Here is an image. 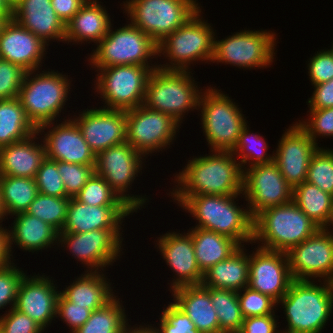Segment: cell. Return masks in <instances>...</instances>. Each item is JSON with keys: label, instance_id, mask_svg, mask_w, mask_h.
<instances>
[{"label": "cell", "instance_id": "obj_1", "mask_svg": "<svg viewBox=\"0 0 333 333\" xmlns=\"http://www.w3.org/2000/svg\"><path fill=\"white\" fill-rule=\"evenodd\" d=\"M213 153L189 160L185 169L177 174L176 181L180 185L171 194L179 205L189 196L242 194L244 169L240 163L231 152Z\"/></svg>", "mask_w": 333, "mask_h": 333}, {"label": "cell", "instance_id": "obj_2", "mask_svg": "<svg viewBox=\"0 0 333 333\" xmlns=\"http://www.w3.org/2000/svg\"><path fill=\"white\" fill-rule=\"evenodd\" d=\"M319 229L320 227L291 201L265 209L254 218L253 243L259 240L262 242L261 248L287 253Z\"/></svg>", "mask_w": 333, "mask_h": 333}, {"label": "cell", "instance_id": "obj_3", "mask_svg": "<svg viewBox=\"0 0 333 333\" xmlns=\"http://www.w3.org/2000/svg\"><path fill=\"white\" fill-rule=\"evenodd\" d=\"M238 195L189 196L180 206L198 220L196 227L214 231L237 241L253 242V218L249 209L235 204Z\"/></svg>", "mask_w": 333, "mask_h": 333}, {"label": "cell", "instance_id": "obj_4", "mask_svg": "<svg viewBox=\"0 0 333 333\" xmlns=\"http://www.w3.org/2000/svg\"><path fill=\"white\" fill-rule=\"evenodd\" d=\"M310 280H293L287 293L277 302L284 306L288 328L281 333H321L333 309L326 282L320 286Z\"/></svg>", "mask_w": 333, "mask_h": 333}, {"label": "cell", "instance_id": "obj_5", "mask_svg": "<svg viewBox=\"0 0 333 333\" xmlns=\"http://www.w3.org/2000/svg\"><path fill=\"white\" fill-rule=\"evenodd\" d=\"M34 72H26L18 99L27 118L40 133L54 124L53 121L68 100V90L71 88L68 77L58 71H45L31 78Z\"/></svg>", "mask_w": 333, "mask_h": 333}, {"label": "cell", "instance_id": "obj_6", "mask_svg": "<svg viewBox=\"0 0 333 333\" xmlns=\"http://www.w3.org/2000/svg\"><path fill=\"white\" fill-rule=\"evenodd\" d=\"M188 71L165 70L159 67L152 70L147 79L143 105L169 114L181 123L185 112L192 108L198 109L202 94L194 85Z\"/></svg>", "mask_w": 333, "mask_h": 333}, {"label": "cell", "instance_id": "obj_7", "mask_svg": "<svg viewBox=\"0 0 333 333\" xmlns=\"http://www.w3.org/2000/svg\"><path fill=\"white\" fill-rule=\"evenodd\" d=\"M199 13L201 9L158 43V54H166L171 61V65H158L159 68L188 70L192 61H212L215 34L212 27L200 19Z\"/></svg>", "mask_w": 333, "mask_h": 333}, {"label": "cell", "instance_id": "obj_8", "mask_svg": "<svg viewBox=\"0 0 333 333\" xmlns=\"http://www.w3.org/2000/svg\"><path fill=\"white\" fill-rule=\"evenodd\" d=\"M219 91L209 87L202 92V127L211 151L232 152L247 123L232 99Z\"/></svg>", "mask_w": 333, "mask_h": 333}, {"label": "cell", "instance_id": "obj_9", "mask_svg": "<svg viewBox=\"0 0 333 333\" xmlns=\"http://www.w3.org/2000/svg\"><path fill=\"white\" fill-rule=\"evenodd\" d=\"M124 8L131 24L157 44L200 9L196 0H129Z\"/></svg>", "mask_w": 333, "mask_h": 333}, {"label": "cell", "instance_id": "obj_10", "mask_svg": "<svg viewBox=\"0 0 333 333\" xmlns=\"http://www.w3.org/2000/svg\"><path fill=\"white\" fill-rule=\"evenodd\" d=\"M108 33L91 55L90 63L101 69L118 65H148V59L158 54V44L131 23ZM147 63V64H146Z\"/></svg>", "mask_w": 333, "mask_h": 333}, {"label": "cell", "instance_id": "obj_11", "mask_svg": "<svg viewBox=\"0 0 333 333\" xmlns=\"http://www.w3.org/2000/svg\"><path fill=\"white\" fill-rule=\"evenodd\" d=\"M158 67L118 65L98 69L100 73L97 74L95 89L107 103L106 109L127 111L141 106L144 103L147 79L151 71Z\"/></svg>", "mask_w": 333, "mask_h": 333}, {"label": "cell", "instance_id": "obj_12", "mask_svg": "<svg viewBox=\"0 0 333 333\" xmlns=\"http://www.w3.org/2000/svg\"><path fill=\"white\" fill-rule=\"evenodd\" d=\"M212 62L237 67H267L274 59L275 33L269 31H240L225 40L215 41Z\"/></svg>", "mask_w": 333, "mask_h": 333}, {"label": "cell", "instance_id": "obj_13", "mask_svg": "<svg viewBox=\"0 0 333 333\" xmlns=\"http://www.w3.org/2000/svg\"><path fill=\"white\" fill-rule=\"evenodd\" d=\"M142 156L125 141L99 152L94 167L95 172L102 176L134 211L140 209L147 199L134 195L131 197L124 193L142 168Z\"/></svg>", "mask_w": 333, "mask_h": 333}, {"label": "cell", "instance_id": "obj_14", "mask_svg": "<svg viewBox=\"0 0 333 333\" xmlns=\"http://www.w3.org/2000/svg\"><path fill=\"white\" fill-rule=\"evenodd\" d=\"M178 127L179 122L169 114L152 110L143 104L126 111V142L144 157L170 145Z\"/></svg>", "mask_w": 333, "mask_h": 333}, {"label": "cell", "instance_id": "obj_15", "mask_svg": "<svg viewBox=\"0 0 333 333\" xmlns=\"http://www.w3.org/2000/svg\"><path fill=\"white\" fill-rule=\"evenodd\" d=\"M244 169L242 194H245L253 219L265 209L293 200V187L286 182L274 162Z\"/></svg>", "mask_w": 333, "mask_h": 333}, {"label": "cell", "instance_id": "obj_16", "mask_svg": "<svg viewBox=\"0 0 333 333\" xmlns=\"http://www.w3.org/2000/svg\"><path fill=\"white\" fill-rule=\"evenodd\" d=\"M120 229H98L84 233L60 232L58 242L70 248V252L91 271L103 270L112 265L122 251ZM114 260V261H113ZM91 267V268H90Z\"/></svg>", "mask_w": 333, "mask_h": 333}, {"label": "cell", "instance_id": "obj_17", "mask_svg": "<svg viewBox=\"0 0 333 333\" xmlns=\"http://www.w3.org/2000/svg\"><path fill=\"white\" fill-rule=\"evenodd\" d=\"M286 254L293 280L326 279L333 271V233L320 228Z\"/></svg>", "mask_w": 333, "mask_h": 333}, {"label": "cell", "instance_id": "obj_18", "mask_svg": "<svg viewBox=\"0 0 333 333\" xmlns=\"http://www.w3.org/2000/svg\"><path fill=\"white\" fill-rule=\"evenodd\" d=\"M292 281L285 252L258 247L254 254L249 255L250 289L269 295L278 302L287 293Z\"/></svg>", "mask_w": 333, "mask_h": 333}, {"label": "cell", "instance_id": "obj_19", "mask_svg": "<svg viewBox=\"0 0 333 333\" xmlns=\"http://www.w3.org/2000/svg\"><path fill=\"white\" fill-rule=\"evenodd\" d=\"M286 131L274 153V163L294 188L306 180L310 160L319 146L297 122Z\"/></svg>", "mask_w": 333, "mask_h": 333}, {"label": "cell", "instance_id": "obj_20", "mask_svg": "<svg viewBox=\"0 0 333 333\" xmlns=\"http://www.w3.org/2000/svg\"><path fill=\"white\" fill-rule=\"evenodd\" d=\"M74 118L91 150L99 152L126 141V111L87 109Z\"/></svg>", "mask_w": 333, "mask_h": 333}, {"label": "cell", "instance_id": "obj_21", "mask_svg": "<svg viewBox=\"0 0 333 333\" xmlns=\"http://www.w3.org/2000/svg\"><path fill=\"white\" fill-rule=\"evenodd\" d=\"M56 290L53 280L51 283V279L45 278V275L31 278L25 275L20 282L14 308L44 329L57 317V301L61 291Z\"/></svg>", "mask_w": 333, "mask_h": 333}, {"label": "cell", "instance_id": "obj_22", "mask_svg": "<svg viewBox=\"0 0 333 333\" xmlns=\"http://www.w3.org/2000/svg\"><path fill=\"white\" fill-rule=\"evenodd\" d=\"M45 45L39 37L11 19L0 34V59L16 64L26 72L36 71L46 52Z\"/></svg>", "mask_w": 333, "mask_h": 333}, {"label": "cell", "instance_id": "obj_23", "mask_svg": "<svg viewBox=\"0 0 333 333\" xmlns=\"http://www.w3.org/2000/svg\"><path fill=\"white\" fill-rule=\"evenodd\" d=\"M159 249L167 265L171 267L178 277L173 279L171 289L186 286L199 285L203 280V273L200 271L193 246V238L188 232L166 233L158 240Z\"/></svg>", "mask_w": 333, "mask_h": 333}, {"label": "cell", "instance_id": "obj_24", "mask_svg": "<svg viewBox=\"0 0 333 333\" xmlns=\"http://www.w3.org/2000/svg\"><path fill=\"white\" fill-rule=\"evenodd\" d=\"M135 212L129 205L90 206L69 199L64 226L60 232L84 233L98 229H121L123 218Z\"/></svg>", "mask_w": 333, "mask_h": 333}, {"label": "cell", "instance_id": "obj_25", "mask_svg": "<svg viewBox=\"0 0 333 333\" xmlns=\"http://www.w3.org/2000/svg\"><path fill=\"white\" fill-rule=\"evenodd\" d=\"M47 133L43 139L46 158L80 165H95L96 155L74 120H65Z\"/></svg>", "mask_w": 333, "mask_h": 333}, {"label": "cell", "instance_id": "obj_26", "mask_svg": "<svg viewBox=\"0 0 333 333\" xmlns=\"http://www.w3.org/2000/svg\"><path fill=\"white\" fill-rule=\"evenodd\" d=\"M12 19L47 46L51 39L65 41L66 24L57 16L51 0H19L12 8Z\"/></svg>", "mask_w": 333, "mask_h": 333}, {"label": "cell", "instance_id": "obj_27", "mask_svg": "<svg viewBox=\"0 0 333 333\" xmlns=\"http://www.w3.org/2000/svg\"><path fill=\"white\" fill-rule=\"evenodd\" d=\"M38 132L28 138L0 148V175L35 178L46 159L44 143L35 144Z\"/></svg>", "mask_w": 333, "mask_h": 333}, {"label": "cell", "instance_id": "obj_28", "mask_svg": "<svg viewBox=\"0 0 333 333\" xmlns=\"http://www.w3.org/2000/svg\"><path fill=\"white\" fill-rule=\"evenodd\" d=\"M172 291L174 303L187 314L199 333H219V321L209 287L202 284L186 285Z\"/></svg>", "mask_w": 333, "mask_h": 333}, {"label": "cell", "instance_id": "obj_29", "mask_svg": "<svg viewBox=\"0 0 333 333\" xmlns=\"http://www.w3.org/2000/svg\"><path fill=\"white\" fill-rule=\"evenodd\" d=\"M110 26V17L105 7L97 0H87L66 24L65 41L78 43L96 41L98 44L108 33Z\"/></svg>", "mask_w": 333, "mask_h": 333}, {"label": "cell", "instance_id": "obj_30", "mask_svg": "<svg viewBox=\"0 0 333 333\" xmlns=\"http://www.w3.org/2000/svg\"><path fill=\"white\" fill-rule=\"evenodd\" d=\"M12 230H7L9 250L14 244L26 251L45 249L59 240V232L51 225L27 212L15 214ZM55 241V242H54Z\"/></svg>", "mask_w": 333, "mask_h": 333}, {"label": "cell", "instance_id": "obj_31", "mask_svg": "<svg viewBox=\"0 0 333 333\" xmlns=\"http://www.w3.org/2000/svg\"><path fill=\"white\" fill-rule=\"evenodd\" d=\"M86 273L77 278L75 282L73 281L65 291L60 292L68 301L75 306L86 307L94 311L105 307L117 297L113 295L111 284L106 281L103 273L90 270H87Z\"/></svg>", "mask_w": 333, "mask_h": 333}, {"label": "cell", "instance_id": "obj_32", "mask_svg": "<svg viewBox=\"0 0 333 333\" xmlns=\"http://www.w3.org/2000/svg\"><path fill=\"white\" fill-rule=\"evenodd\" d=\"M249 256L239 248L229 258L218 262L203 273L202 285L216 289L240 291L248 286Z\"/></svg>", "mask_w": 333, "mask_h": 333}, {"label": "cell", "instance_id": "obj_33", "mask_svg": "<svg viewBox=\"0 0 333 333\" xmlns=\"http://www.w3.org/2000/svg\"><path fill=\"white\" fill-rule=\"evenodd\" d=\"M189 233L193 238L195 257L202 273L244 247L228 236L207 229L195 227Z\"/></svg>", "mask_w": 333, "mask_h": 333}, {"label": "cell", "instance_id": "obj_34", "mask_svg": "<svg viewBox=\"0 0 333 333\" xmlns=\"http://www.w3.org/2000/svg\"><path fill=\"white\" fill-rule=\"evenodd\" d=\"M36 132L18 97L0 100V148L22 141Z\"/></svg>", "mask_w": 333, "mask_h": 333}, {"label": "cell", "instance_id": "obj_35", "mask_svg": "<svg viewBox=\"0 0 333 333\" xmlns=\"http://www.w3.org/2000/svg\"><path fill=\"white\" fill-rule=\"evenodd\" d=\"M1 202L5 215L26 212L38 195L35 178L0 175Z\"/></svg>", "mask_w": 333, "mask_h": 333}, {"label": "cell", "instance_id": "obj_36", "mask_svg": "<svg viewBox=\"0 0 333 333\" xmlns=\"http://www.w3.org/2000/svg\"><path fill=\"white\" fill-rule=\"evenodd\" d=\"M292 201L320 228L327 225L332 208L333 195L304 181L293 188Z\"/></svg>", "mask_w": 333, "mask_h": 333}, {"label": "cell", "instance_id": "obj_37", "mask_svg": "<svg viewBox=\"0 0 333 333\" xmlns=\"http://www.w3.org/2000/svg\"><path fill=\"white\" fill-rule=\"evenodd\" d=\"M213 308L217 312L219 333H238L244 321L236 291L209 287Z\"/></svg>", "mask_w": 333, "mask_h": 333}, {"label": "cell", "instance_id": "obj_38", "mask_svg": "<svg viewBox=\"0 0 333 333\" xmlns=\"http://www.w3.org/2000/svg\"><path fill=\"white\" fill-rule=\"evenodd\" d=\"M120 304L115 297L105 307L92 311L85 324L73 333H124L127 319Z\"/></svg>", "mask_w": 333, "mask_h": 333}, {"label": "cell", "instance_id": "obj_39", "mask_svg": "<svg viewBox=\"0 0 333 333\" xmlns=\"http://www.w3.org/2000/svg\"><path fill=\"white\" fill-rule=\"evenodd\" d=\"M69 199L38 193L26 212L53 226L60 233L66 220Z\"/></svg>", "mask_w": 333, "mask_h": 333}, {"label": "cell", "instance_id": "obj_40", "mask_svg": "<svg viewBox=\"0 0 333 333\" xmlns=\"http://www.w3.org/2000/svg\"><path fill=\"white\" fill-rule=\"evenodd\" d=\"M247 127L248 125L246 124L242 128L238 138V142L235 145L233 151L231 152L233 155H237V153H239V158L242 157V160L239 162L241 168H244L247 161L249 163L250 160L251 165L249 164V167L274 162V156H270L266 153V151L268 150V146L266 142H264L262 136L257 134L255 135L253 133L250 135L249 127L248 129Z\"/></svg>", "mask_w": 333, "mask_h": 333}, {"label": "cell", "instance_id": "obj_41", "mask_svg": "<svg viewBox=\"0 0 333 333\" xmlns=\"http://www.w3.org/2000/svg\"><path fill=\"white\" fill-rule=\"evenodd\" d=\"M75 198L90 206L128 205L96 172L92 174Z\"/></svg>", "mask_w": 333, "mask_h": 333}, {"label": "cell", "instance_id": "obj_42", "mask_svg": "<svg viewBox=\"0 0 333 333\" xmlns=\"http://www.w3.org/2000/svg\"><path fill=\"white\" fill-rule=\"evenodd\" d=\"M306 182L333 195V151L318 148L310 160Z\"/></svg>", "mask_w": 333, "mask_h": 333}, {"label": "cell", "instance_id": "obj_43", "mask_svg": "<svg viewBox=\"0 0 333 333\" xmlns=\"http://www.w3.org/2000/svg\"><path fill=\"white\" fill-rule=\"evenodd\" d=\"M57 167L69 198L75 197L95 172V165L57 161Z\"/></svg>", "mask_w": 333, "mask_h": 333}, {"label": "cell", "instance_id": "obj_44", "mask_svg": "<svg viewBox=\"0 0 333 333\" xmlns=\"http://www.w3.org/2000/svg\"><path fill=\"white\" fill-rule=\"evenodd\" d=\"M244 289V290H243ZM238 291V301L243 317H255L273 314L277 302L269 295L244 287Z\"/></svg>", "mask_w": 333, "mask_h": 333}, {"label": "cell", "instance_id": "obj_45", "mask_svg": "<svg viewBox=\"0 0 333 333\" xmlns=\"http://www.w3.org/2000/svg\"><path fill=\"white\" fill-rule=\"evenodd\" d=\"M38 192L44 195L67 197L64 183L58 172L57 161L46 158L35 176Z\"/></svg>", "mask_w": 333, "mask_h": 333}, {"label": "cell", "instance_id": "obj_46", "mask_svg": "<svg viewBox=\"0 0 333 333\" xmlns=\"http://www.w3.org/2000/svg\"><path fill=\"white\" fill-rule=\"evenodd\" d=\"M160 330L155 333H199L195 324L174 302L168 304L160 317Z\"/></svg>", "mask_w": 333, "mask_h": 333}, {"label": "cell", "instance_id": "obj_47", "mask_svg": "<svg viewBox=\"0 0 333 333\" xmlns=\"http://www.w3.org/2000/svg\"><path fill=\"white\" fill-rule=\"evenodd\" d=\"M25 74L20 66L0 59V100L18 97Z\"/></svg>", "mask_w": 333, "mask_h": 333}, {"label": "cell", "instance_id": "obj_48", "mask_svg": "<svg viewBox=\"0 0 333 333\" xmlns=\"http://www.w3.org/2000/svg\"><path fill=\"white\" fill-rule=\"evenodd\" d=\"M310 119V120H309ZM309 122L297 123L316 142V136H333V107L310 109Z\"/></svg>", "mask_w": 333, "mask_h": 333}, {"label": "cell", "instance_id": "obj_49", "mask_svg": "<svg viewBox=\"0 0 333 333\" xmlns=\"http://www.w3.org/2000/svg\"><path fill=\"white\" fill-rule=\"evenodd\" d=\"M25 273L15 267L14 263L0 269V309L7 304L15 307L18 288Z\"/></svg>", "mask_w": 333, "mask_h": 333}, {"label": "cell", "instance_id": "obj_50", "mask_svg": "<svg viewBox=\"0 0 333 333\" xmlns=\"http://www.w3.org/2000/svg\"><path fill=\"white\" fill-rule=\"evenodd\" d=\"M1 333H42L44 329L29 316L11 308L0 317Z\"/></svg>", "mask_w": 333, "mask_h": 333}, {"label": "cell", "instance_id": "obj_51", "mask_svg": "<svg viewBox=\"0 0 333 333\" xmlns=\"http://www.w3.org/2000/svg\"><path fill=\"white\" fill-rule=\"evenodd\" d=\"M315 55L310 58L308 64V73L312 85H318L333 79V52L322 50Z\"/></svg>", "mask_w": 333, "mask_h": 333}, {"label": "cell", "instance_id": "obj_52", "mask_svg": "<svg viewBox=\"0 0 333 333\" xmlns=\"http://www.w3.org/2000/svg\"><path fill=\"white\" fill-rule=\"evenodd\" d=\"M92 311L86 307L75 306L61 293L57 301V314L72 329V333L89 319Z\"/></svg>", "mask_w": 333, "mask_h": 333}, {"label": "cell", "instance_id": "obj_53", "mask_svg": "<svg viewBox=\"0 0 333 333\" xmlns=\"http://www.w3.org/2000/svg\"><path fill=\"white\" fill-rule=\"evenodd\" d=\"M275 313L264 316L246 317L238 333H277ZM278 333H280L278 331Z\"/></svg>", "mask_w": 333, "mask_h": 333}, {"label": "cell", "instance_id": "obj_54", "mask_svg": "<svg viewBox=\"0 0 333 333\" xmlns=\"http://www.w3.org/2000/svg\"><path fill=\"white\" fill-rule=\"evenodd\" d=\"M312 97L308 100L310 109H325L333 107V79L314 85Z\"/></svg>", "mask_w": 333, "mask_h": 333}, {"label": "cell", "instance_id": "obj_55", "mask_svg": "<svg viewBox=\"0 0 333 333\" xmlns=\"http://www.w3.org/2000/svg\"><path fill=\"white\" fill-rule=\"evenodd\" d=\"M87 0H51L57 16L67 24Z\"/></svg>", "mask_w": 333, "mask_h": 333}, {"label": "cell", "instance_id": "obj_56", "mask_svg": "<svg viewBox=\"0 0 333 333\" xmlns=\"http://www.w3.org/2000/svg\"><path fill=\"white\" fill-rule=\"evenodd\" d=\"M9 250V240L7 229L2 228L0 225V269L9 266L11 263L12 256Z\"/></svg>", "mask_w": 333, "mask_h": 333}, {"label": "cell", "instance_id": "obj_57", "mask_svg": "<svg viewBox=\"0 0 333 333\" xmlns=\"http://www.w3.org/2000/svg\"><path fill=\"white\" fill-rule=\"evenodd\" d=\"M0 16H12V8L5 0H0Z\"/></svg>", "mask_w": 333, "mask_h": 333}, {"label": "cell", "instance_id": "obj_58", "mask_svg": "<svg viewBox=\"0 0 333 333\" xmlns=\"http://www.w3.org/2000/svg\"><path fill=\"white\" fill-rule=\"evenodd\" d=\"M140 327L139 328L136 327L135 329L127 328L124 333H155L152 326L150 327L148 325V328L144 326Z\"/></svg>", "mask_w": 333, "mask_h": 333}, {"label": "cell", "instance_id": "obj_59", "mask_svg": "<svg viewBox=\"0 0 333 333\" xmlns=\"http://www.w3.org/2000/svg\"><path fill=\"white\" fill-rule=\"evenodd\" d=\"M326 284H327V287H328V290H329V295L333 301V271L331 272V274L326 278L324 279Z\"/></svg>", "mask_w": 333, "mask_h": 333}, {"label": "cell", "instance_id": "obj_60", "mask_svg": "<svg viewBox=\"0 0 333 333\" xmlns=\"http://www.w3.org/2000/svg\"><path fill=\"white\" fill-rule=\"evenodd\" d=\"M12 16H0V34L2 32V29L4 25L8 22V20H11Z\"/></svg>", "mask_w": 333, "mask_h": 333}, {"label": "cell", "instance_id": "obj_61", "mask_svg": "<svg viewBox=\"0 0 333 333\" xmlns=\"http://www.w3.org/2000/svg\"><path fill=\"white\" fill-rule=\"evenodd\" d=\"M330 223V224H329ZM327 224L328 225H325L322 229L324 230H328V227L327 226H330L331 224H333V203H332V208H331V212H330V216H329V219L327 221Z\"/></svg>", "mask_w": 333, "mask_h": 333}, {"label": "cell", "instance_id": "obj_62", "mask_svg": "<svg viewBox=\"0 0 333 333\" xmlns=\"http://www.w3.org/2000/svg\"><path fill=\"white\" fill-rule=\"evenodd\" d=\"M5 211L1 202V192H0V221L5 218Z\"/></svg>", "mask_w": 333, "mask_h": 333}, {"label": "cell", "instance_id": "obj_63", "mask_svg": "<svg viewBox=\"0 0 333 333\" xmlns=\"http://www.w3.org/2000/svg\"><path fill=\"white\" fill-rule=\"evenodd\" d=\"M5 1L9 4L11 8H13L19 2V0H5Z\"/></svg>", "mask_w": 333, "mask_h": 333}]
</instances>
